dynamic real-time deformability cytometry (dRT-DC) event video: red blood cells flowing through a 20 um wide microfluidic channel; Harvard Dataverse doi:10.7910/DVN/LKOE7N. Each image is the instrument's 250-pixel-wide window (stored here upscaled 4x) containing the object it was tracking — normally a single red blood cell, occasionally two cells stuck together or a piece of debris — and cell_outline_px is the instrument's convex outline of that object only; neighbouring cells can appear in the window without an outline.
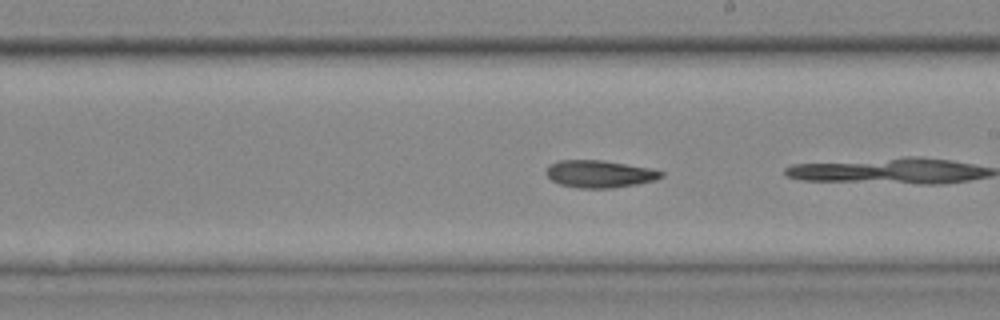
{"species": "common noctule bat (a hibernating species)", "species_latin": "Nyctalus noctula", "temperature_condition": "cold", "stored_images_in_passage": 19, "camera_frame_rate_fps": 3000, "um_per_image_px": 0.085, "animal": {"sex": "female", "body_mass_g": 25.1}, "frame": {"image": 1, "passage_image": 14, "time_ms": 4.333, "image_size_px": [1000, 320], "cell_outline_px": [[664, 176], [656, 180], [636, 184], [612, 188], [580, 188], [560, 184], [552, 180], [544, 172], [548, 164], [560, 160], [600, 160], [652, 168], [664, 172]], "centroid_in_image_um": [50.96, 14.78], "position_along_channel_um": 238.0, "area_um2": 18.38}}